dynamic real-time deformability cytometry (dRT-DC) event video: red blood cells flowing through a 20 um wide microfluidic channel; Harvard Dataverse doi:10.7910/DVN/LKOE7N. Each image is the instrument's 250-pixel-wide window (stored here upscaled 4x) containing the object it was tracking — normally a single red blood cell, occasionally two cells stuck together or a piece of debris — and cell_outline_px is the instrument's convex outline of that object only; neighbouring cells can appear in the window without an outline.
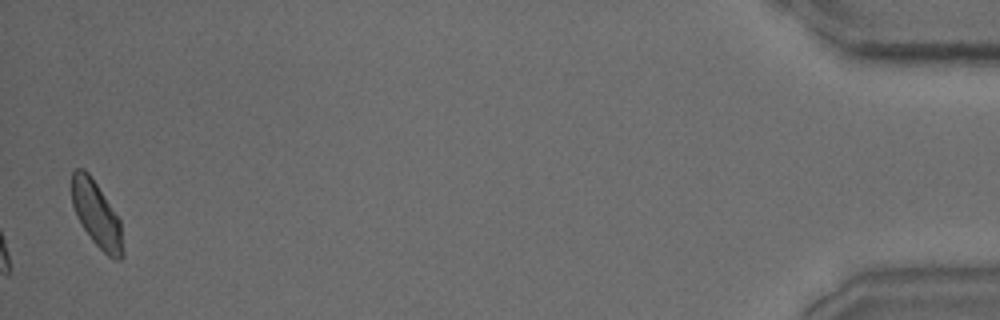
{"species": "common noctule bat (a hibernating species)", "species_latin": "Nyctalus noctula", "temperature_condition": "warm", "stored_images_in_passage": 30, "camera_frame_rate_fps": 3000, "um_per_image_px": 0.085, "animal": {"sex": "male", "body_mass_g": 15.6}, "frame": {"image": 1, "passage_image": 30, "time_ms": 9.667, "image_size_px": [1000, 320], "cell_outline_px": [[124, 256], [120, 260], [116, 260], [108, 256], [92, 240], [76, 216], [72, 204], [72, 172], [76, 168], [84, 168], [88, 172], [120, 220], [124, 252]], "centroid_in_image_um": [8.21, 18.24], "position_along_channel_um": 427.0, "area_um2": 19.31}}